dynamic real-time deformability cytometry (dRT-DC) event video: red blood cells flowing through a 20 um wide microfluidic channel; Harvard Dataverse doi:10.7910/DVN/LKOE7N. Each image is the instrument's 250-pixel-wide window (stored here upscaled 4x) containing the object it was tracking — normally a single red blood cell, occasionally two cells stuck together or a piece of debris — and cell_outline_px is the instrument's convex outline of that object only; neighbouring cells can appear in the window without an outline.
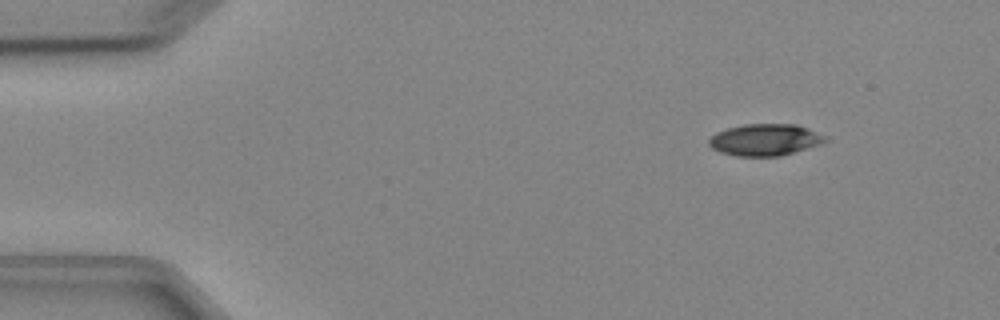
{"species": "Egyptian fruit bat (a non-hibernating species)", "species_latin": "Rousettus aegyptiacus", "temperature_condition": "cold", "stored_images_in_passage": 5, "camera_frame_rate_fps": 3000, "um_per_image_px": 0.085, "animal": {"sex": "female"}, "frame": {"image": 1, "passage_image": 2, "time_ms": 1.0, "image_size_px": [1000, 320], "cell_outline_px": [[828, 140], [824, 144], [780, 156], [736, 156], [720, 152], [712, 148], [708, 144], [708, 140], [716, 132], [728, 128], [744, 124], [796, 124], [808, 128], [828, 136]], "centroid_in_image_um": [65.08, 11.88], "position_along_channel_um": 19.9, "area_um2": 21.79}}
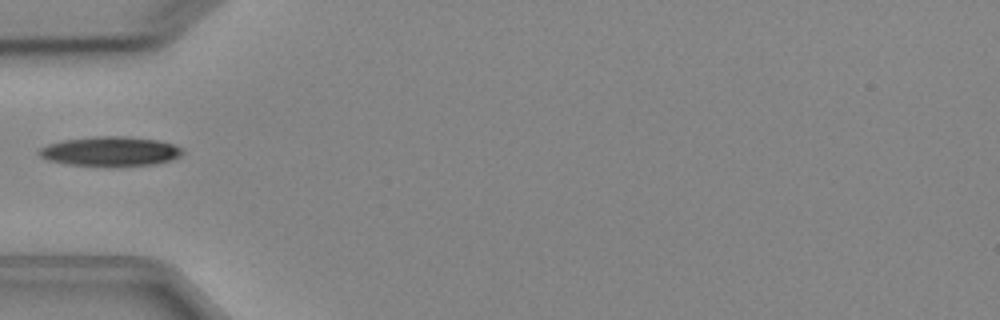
{"frame": {"image": 2, "passage_image": 5, "time_ms": 4.667, "image_size_px": [1000, 320], "cell_outline_px": [[184, 152], [180, 156], [172, 160], [156, 164], [108, 168], [68, 164], [48, 160], [40, 156], [36, 152], [40, 148], [48, 144], [64, 140], [92, 136], [128, 136], [156, 140], [172, 144], [184, 148]], "centroid_in_image_um": [9.39, 12.89], "position_along_channel_um": 75.6, "area_um2": 25.37}}